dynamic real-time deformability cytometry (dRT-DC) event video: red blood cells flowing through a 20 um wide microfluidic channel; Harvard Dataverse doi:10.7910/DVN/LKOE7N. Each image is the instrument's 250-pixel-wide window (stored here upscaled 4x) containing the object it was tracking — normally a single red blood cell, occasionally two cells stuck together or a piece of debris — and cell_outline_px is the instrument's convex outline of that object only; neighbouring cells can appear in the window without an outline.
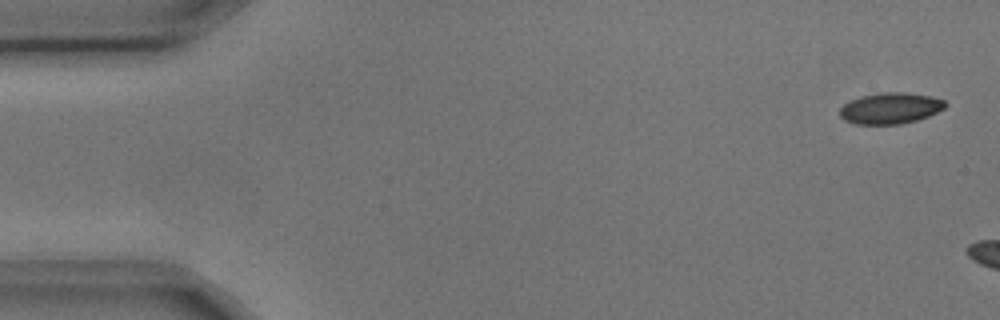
{"species": "common noctule bat (a hibernating species)", "species_latin": "Nyctalus noctula", "temperature_condition": "cold", "stored_images_in_passage": 3, "camera_frame_rate_fps": 3000, "um_per_image_px": 0.085, "animal": {"sex": "male", "body_mass_g": 17.9, "forearm_length_mm": 54.2}, "frame": {"image": 1, "passage_image": 1, "time_ms": 0.0, "image_size_px": [1000, 320], "cell_outline_px": [[948, 104], [944, 108], [928, 116], [916, 120], [900, 124], [856, 124], [844, 120], [840, 116], [840, 108], [844, 104], [860, 96], [884, 92], [904, 92], [932, 96], [944, 100]], "centroid_in_image_um": [75.69, 9.19], "position_along_channel_um": 9.3, "area_um2": 19.07}}